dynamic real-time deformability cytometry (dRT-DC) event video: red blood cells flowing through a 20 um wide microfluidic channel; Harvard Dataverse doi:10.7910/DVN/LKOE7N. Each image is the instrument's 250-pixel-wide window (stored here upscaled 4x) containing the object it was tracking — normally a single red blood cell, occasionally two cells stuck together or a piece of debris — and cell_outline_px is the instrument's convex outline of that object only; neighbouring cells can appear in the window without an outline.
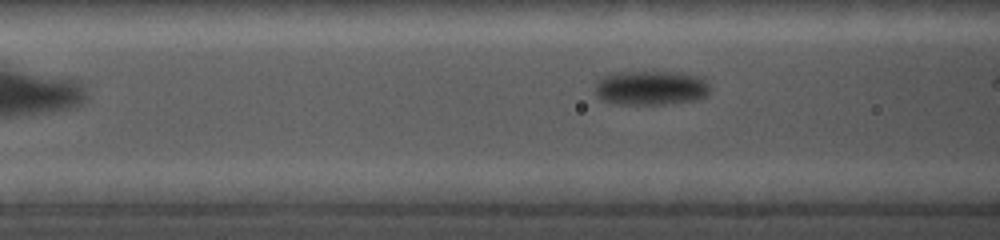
{"species": "common noctule bat (a hibernating species)", "species_latin": "Nyctalus noctula", "temperature_condition": "cold", "stored_images_in_passage": 9, "camera_frame_rate_fps": 5000, "um_per_image_px": 0.085, "animal": {"sex": "female", "body_mass_g": 19.0, "forearm_length_mm": 56.7}, "frame": {"image": 1, "passage_image": 6, "time_ms": 1.6, "image_size_px": [1000, 240], "cell_outline_px": [[708, 92], [704, 96], [696, 100], [664, 104], [616, 104], [604, 100], [596, 96], [596, 84], [600, 76], [616, 72], [668, 72], [696, 76], [708, 84]], "centroid_in_image_um": [55.24, 7.48], "position_along_channel_um": 111.4, "area_um2": 22.72}}